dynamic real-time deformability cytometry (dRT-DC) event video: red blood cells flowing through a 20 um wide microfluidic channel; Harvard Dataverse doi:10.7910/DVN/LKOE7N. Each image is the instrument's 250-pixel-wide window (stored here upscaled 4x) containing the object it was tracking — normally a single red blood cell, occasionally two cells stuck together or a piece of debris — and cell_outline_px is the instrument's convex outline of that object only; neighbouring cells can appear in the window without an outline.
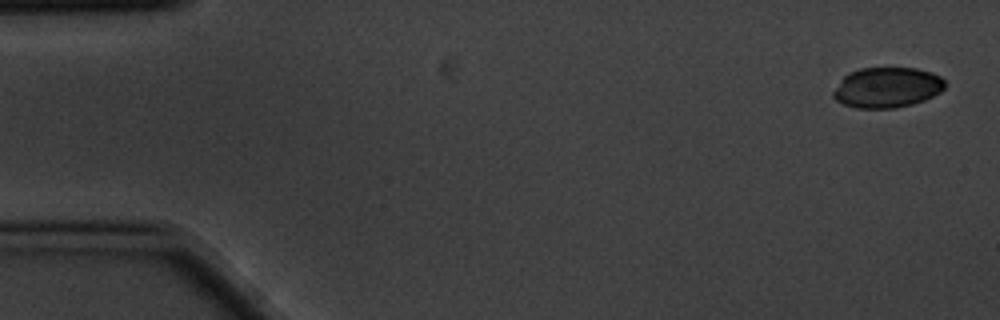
{"species": "common noctule bat (a hibernating species)", "species_latin": "Nyctalus noctula", "temperature_condition": "cold", "stored_images_in_passage": 6, "camera_frame_rate_fps": 3000, "um_per_image_px": 0.085, "animal": {"sex": "male", "body_mass_g": 20.1, "forearm_length_mm": 53.5}, "frame": {"image": 1, "passage_image": 1, "time_ms": 0.0, "image_size_px": [1000, 320], "cell_outline_px": [[948, 84], [940, 92], [924, 100], [912, 104], [896, 108], [856, 108], [844, 104], [836, 100], [832, 96], [832, 92], [840, 80], [848, 72], [860, 68], [916, 68], [932, 72], [940, 76]], "centroid_in_image_um": [75.4, 7.43], "position_along_channel_um": 9.6, "area_um2": 26.47}}
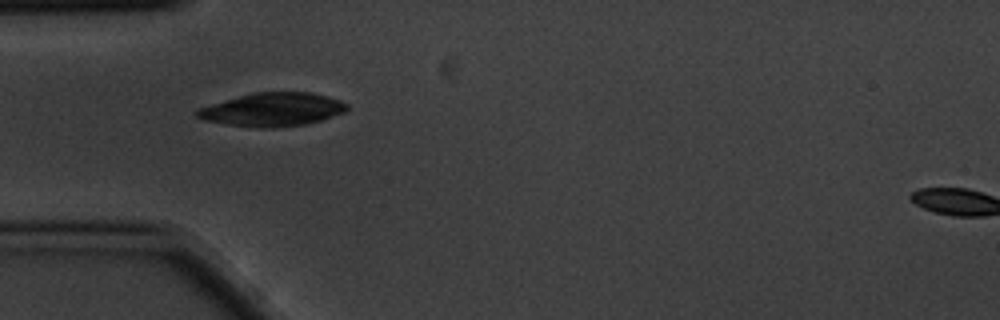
{"frame": {"image": 2, "passage_image": 5, "time_ms": 1.333, "image_size_px": [1000, 320], "cell_outline_px": [[348, 108], [344, 112], [320, 120], [304, 124], [272, 128], [260, 128], [228, 124], [204, 120], [196, 116], [192, 112], [196, 108], [252, 92], [308, 92], [328, 96], [340, 100], [348, 104]], "centroid_in_image_um": [23.12, 9.3], "position_along_channel_um": 61.9, "area_um2": 29.19}}